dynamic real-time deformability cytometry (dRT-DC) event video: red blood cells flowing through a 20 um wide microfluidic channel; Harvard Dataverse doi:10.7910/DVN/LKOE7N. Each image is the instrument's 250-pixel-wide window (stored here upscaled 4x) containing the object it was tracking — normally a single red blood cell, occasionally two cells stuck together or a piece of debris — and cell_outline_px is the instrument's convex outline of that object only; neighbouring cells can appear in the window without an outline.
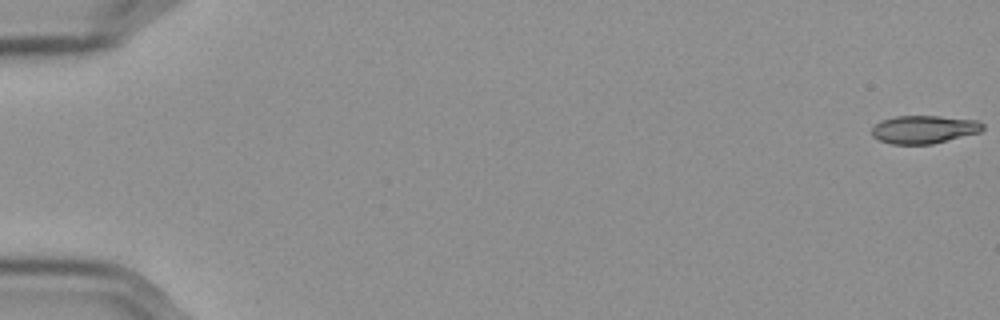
{"species": "Egyptian fruit bat (a non-hibernating species)", "species_latin": "Rousettus aegyptiacus", "temperature_condition": "cold", "stored_images_in_passage": 58, "camera_frame_rate_fps": 3000, "um_per_image_px": 0.085, "frame": {"image": 1, "passage_image": 1, "time_ms": 0.0, "image_size_px": [1000, 320], "cell_outline_px": [[984, 128], [980, 132], [932, 144], [892, 144], [880, 140], [872, 136], [872, 128], [880, 120], [896, 116], [940, 116], [980, 120], [984, 124]], "centroid_in_image_um": [78.56, 10.99], "position_along_channel_um": 6.4, "area_um2": 18.21}}
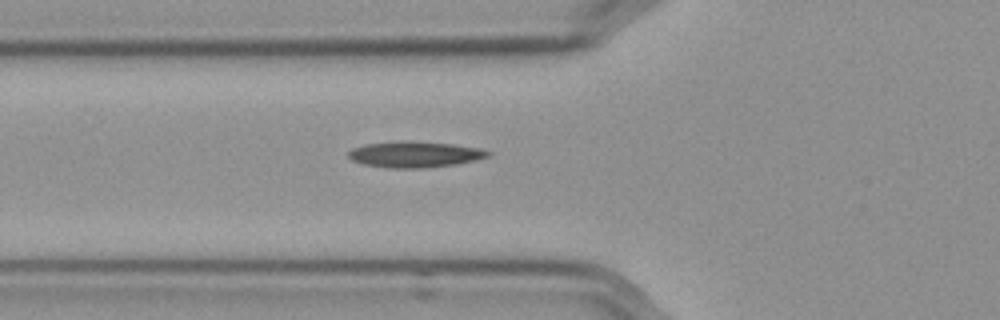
{"frame": {"image": 2, "passage_image": 22, "time_ms": 7.0, "image_size_px": [1000, 320], "cell_outline_px": [[492, 152], [488, 156], [476, 160], [456, 164], [424, 168], [388, 168], [364, 164], [352, 160], [348, 156], [348, 152], [352, 148], [364, 144], [400, 140], [404, 140], [452, 144], [480, 148]], "centroid_in_image_um": [35.24, 13.11], "position_along_channel_um": 90.6, "area_um2": 21.27}}
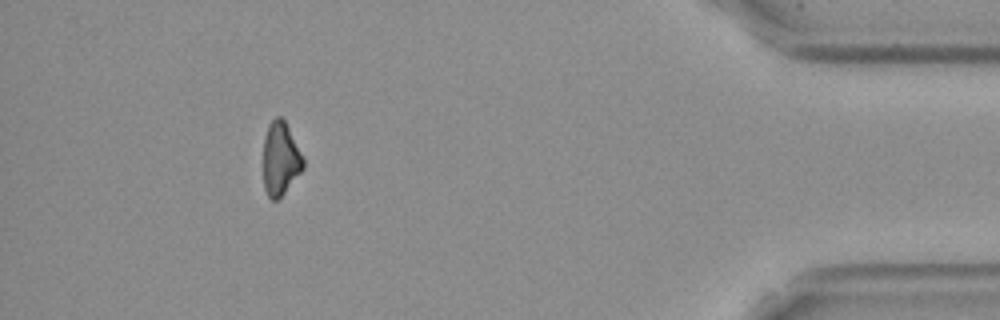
{"frame": {"image": 3, "passage_image": 53, "time_ms": 17.333, "image_size_px": [1000, 320], "cell_outline_px": [[304, 168], [284, 192], [276, 200], [272, 200], [268, 196], [264, 188], [264, 136], [268, 124], [276, 116], [280, 116], [284, 120], [304, 160]], "centroid_in_image_um": [23.82, 13.48], "position_along_channel_um": 411.4, "area_um2": 16.7}}